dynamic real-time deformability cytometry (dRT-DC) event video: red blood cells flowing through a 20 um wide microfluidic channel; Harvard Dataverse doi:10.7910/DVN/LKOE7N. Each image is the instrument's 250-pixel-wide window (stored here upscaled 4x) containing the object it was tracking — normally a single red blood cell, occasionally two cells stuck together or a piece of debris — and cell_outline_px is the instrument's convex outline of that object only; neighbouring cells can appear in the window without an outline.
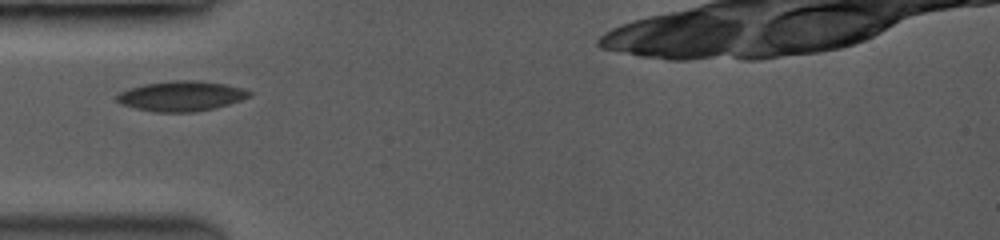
{"species": "common noctule bat (a hibernating species)", "species_latin": "Nyctalus noctula", "temperature_condition": "room temperature", "stored_images_in_passage": 13, "camera_frame_rate_fps": 3500, "um_per_image_px": 0.085, "animal": {"sex": "female", "body_mass_g": 19.0, "forearm_length_mm": 53.3}, "frame": {"image": 1, "passage_image": 3, "time_ms": 2.286, "image_size_px": [1000, 240], "cell_outline_px": [[252, 96], [228, 104], [212, 108], [192, 112], [156, 112], [136, 108], [124, 104], [116, 100], [116, 96], [120, 92], [144, 84], [176, 80], [200, 80], [224, 84], [240, 88], [252, 92]], "centroid_in_image_um": [15.43, 8.16], "position_along_channel_um": 69.6, "area_um2": 22.83}}
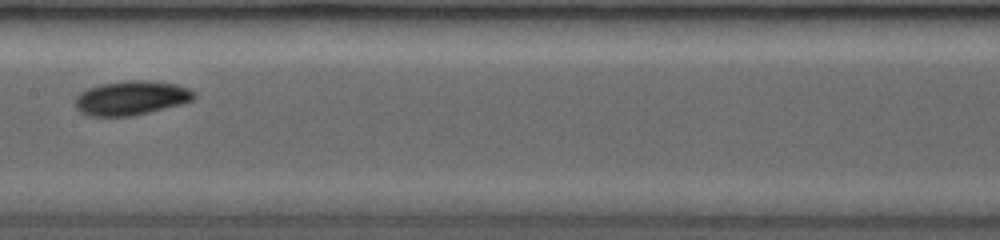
{"frame": {"image": 2, "passage_image": 6, "time_ms": 5.429, "image_size_px": [1000, 240], "cell_outline_px": [[192, 100], [128, 116], [92, 116], [76, 108], [76, 96], [88, 88], [100, 84], [128, 80], [148, 80], [172, 84], [188, 88], [192, 92]], "centroid_in_image_um": [11.07, 8.3], "position_along_channel_um": 196.3, "area_um2": 22.72}}
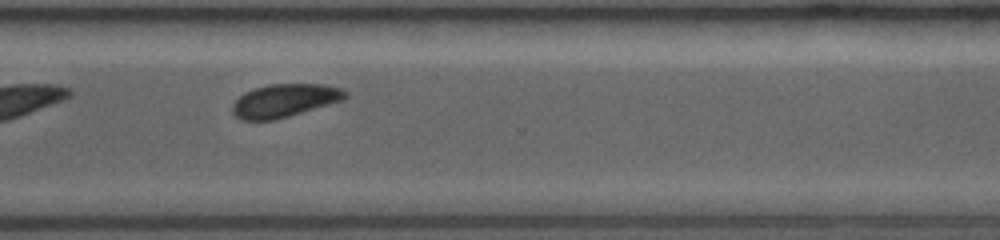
{"frame": {"image": 3, "passage_image": 10, "time_ms": 9.143, "image_size_px": [1000, 240], "cell_outline_px": [[348, 96], [344, 100], [288, 116], [272, 120], [240, 120], [232, 112], [232, 104], [244, 92], [256, 88], [272, 84], [320, 84], [340, 88], [348, 92]], "centroid_in_image_um": [24.19, 8.55], "position_along_channel_um": 346.4, "area_um2": 21.62}, "authors_computed_cell_mechanics": {"area_um2": 21.9062, "velocity_mm_per_s": 4.0439, "shape_relaxation_time_tau1_ms": 3.0872, "shape_relaxation_time_tau2_ms": 9.0013, "deformation_change_tau1": 0.0739, "deformation_change_tau2": 0.1188}}